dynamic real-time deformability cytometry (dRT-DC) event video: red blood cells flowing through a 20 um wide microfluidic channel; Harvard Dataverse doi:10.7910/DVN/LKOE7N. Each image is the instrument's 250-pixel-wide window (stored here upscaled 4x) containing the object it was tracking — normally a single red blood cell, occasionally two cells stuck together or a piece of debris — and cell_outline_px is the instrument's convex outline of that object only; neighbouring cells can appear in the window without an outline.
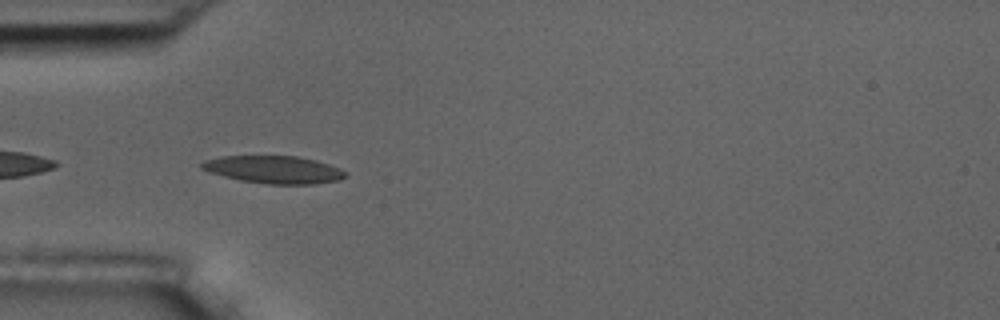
{"species": "common noctule bat (a hibernating species)", "species_latin": "Nyctalus noctula", "temperature_condition": "room temperature", "stored_images_in_passage": 8, "camera_frame_rate_fps": 3000, "um_per_image_px": 0.085, "animal": {"sex": "male", "body_mass_g": 17.5, "forearm_length_mm": 52.3}, "frame": {"image": 1, "passage_image": 5, "time_ms": 5.333, "image_size_px": [1000, 320], "cell_outline_px": [[348, 176], [340, 180], [316, 184], [268, 184], [240, 180], [208, 172], [200, 168], [200, 164], [204, 160], [220, 156], [296, 156], [316, 160], [340, 168], [348, 172]], "centroid_in_image_um": [23.3, 14.42], "position_along_channel_um": 61.7, "area_um2": 23.29}}
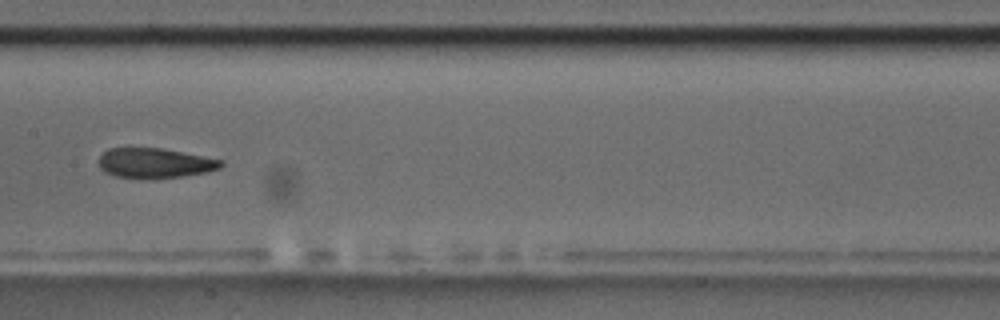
{"frame": {"image": 2, "passage_image": 8, "time_ms": 9.0, "image_size_px": [1000, 320], "cell_outline_px": [[224, 164], [220, 168], [208, 172], [152, 180], [140, 180], [116, 176], [104, 172], [100, 168], [100, 156], [108, 148], [160, 148], [224, 160]], "centroid_in_image_um": [13.16, 13.89], "position_along_channel_um": 194.2, "area_um2": 21.62}}